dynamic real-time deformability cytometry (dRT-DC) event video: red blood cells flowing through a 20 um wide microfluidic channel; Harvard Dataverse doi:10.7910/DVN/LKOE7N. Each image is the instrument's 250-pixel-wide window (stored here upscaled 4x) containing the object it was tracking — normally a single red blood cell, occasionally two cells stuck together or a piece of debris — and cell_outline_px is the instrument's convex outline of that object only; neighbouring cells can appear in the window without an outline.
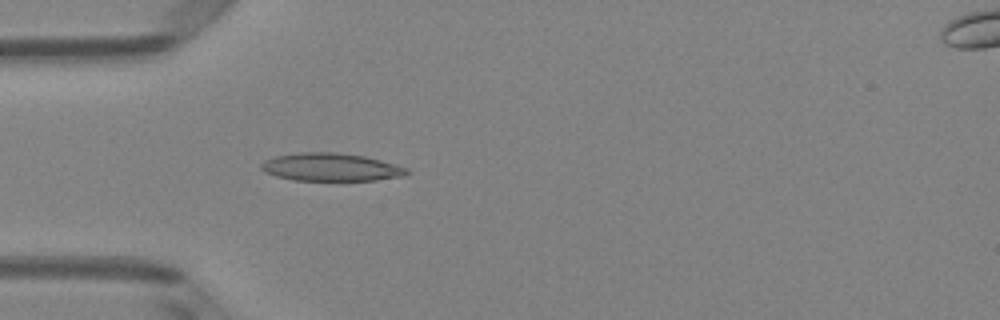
{"species": "Egyptian fruit bat (a non-hibernating species)", "species_latin": "Rousettus aegyptiacus", "temperature_condition": "room temperature", "stored_images_in_passage": 40, "camera_frame_rate_fps": 3000, "um_per_image_px": 0.085, "animal": {"sex": "female"}, "frame": {"image": 1, "passage_image": 5, "time_ms": 1.333, "image_size_px": [1000, 320], "cell_outline_px": [[412, 172], [404, 176], [376, 180], [292, 180], [276, 176], [264, 172], [260, 168], [260, 164], [264, 160], [276, 156], [300, 152], [332, 152], [364, 156], [380, 160], [408, 168]], "centroid_in_image_um": [28.12, 14.21], "position_along_channel_um": 56.9, "area_um2": 23.7}}
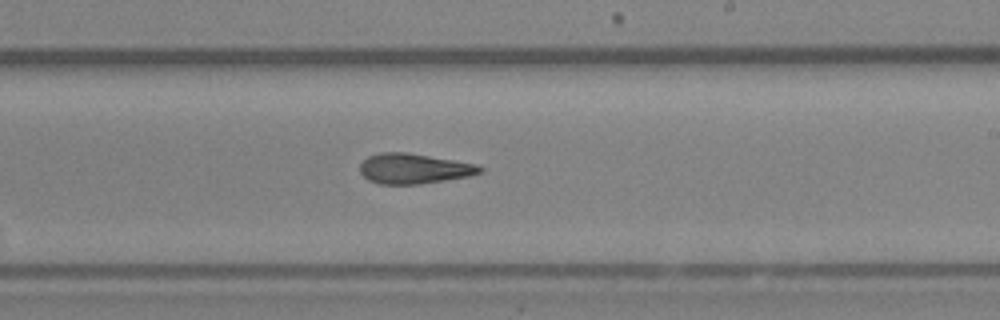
{"frame": {"image": 2, "passage_image": 20, "time_ms": 6.333, "image_size_px": [1000, 320], "cell_outline_px": [[484, 168], [480, 172], [468, 176], [420, 184], [380, 184], [368, 180], [360, 172], [360, 164], [368, 156], [380, 152], [408, 152], [476, 164]], "centroid_in_image_um": [35.14, 14.32], "position_along_channel_um": 253.9, "area_um2": 20.98}}
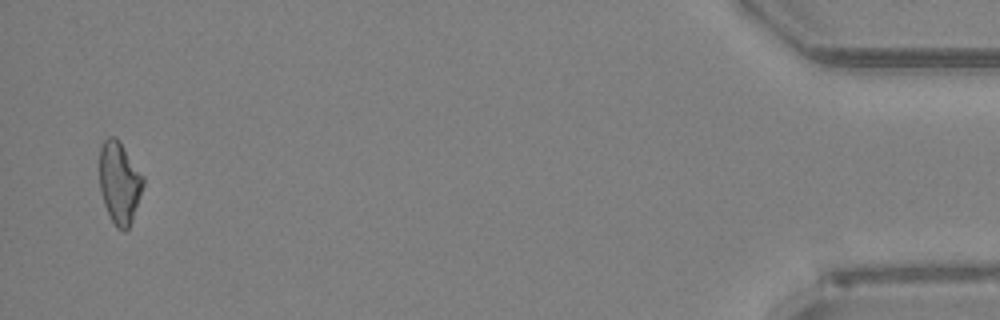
{"frame": {"image": 3, "passage_image": 39, "time_ms": 12.667, "image_size_px": [1000, 320], "cell_outline_px": [[144, 184], [132, 220], [128, 228], [124, 232], [116, 228], [104, 204], [100, 188], [100, 148], [104, 140], [108, 136], [116, 136], [120, 140], [144, 176]], "centroid_in_image_um": [10.16, 15.49], "position_along_channel_um": 425.0, "area_um2": 20.92}, "authors_computed_cell_mechanics": {"area_um2": 21.2415, "velocity_mm_per_s": 4.037, "shape_relaxation_time_tau1_ms": 9.4139, "shape_relaxation_time_tau2_ms": 2.6226, "deformation_change_tau1": 0.2432, "deformation_change_tau2": 0.1105}}